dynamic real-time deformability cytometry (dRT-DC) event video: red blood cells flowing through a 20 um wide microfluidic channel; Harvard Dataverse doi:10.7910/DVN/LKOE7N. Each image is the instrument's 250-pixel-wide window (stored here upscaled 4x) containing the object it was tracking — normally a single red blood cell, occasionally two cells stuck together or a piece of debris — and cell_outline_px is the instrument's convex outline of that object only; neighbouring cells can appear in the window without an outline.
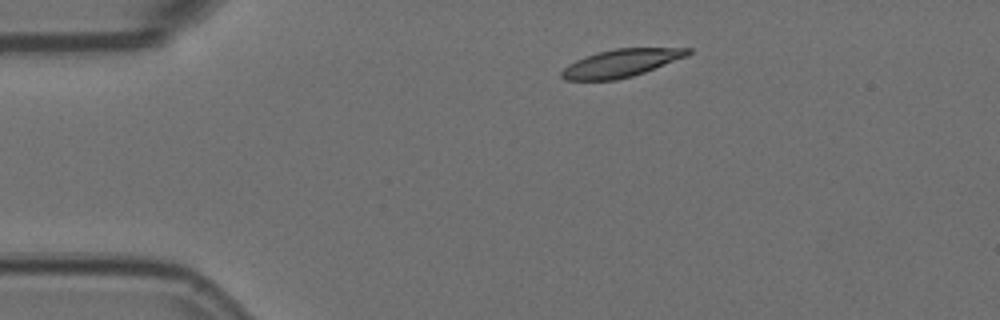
{"species": "Egyptian fruit bat (a non-hibernating species)", "species_latin": "Rousettus aegyptiacus", "temperature_condition": "room temperature", "stored_images_in_passage": 6, "camera_frame_rate_fps": 3000, "um_per_image_px": 0.085, "animal": {"sex": "female"}, "frame": {"image": 1, "passage_image": 1, "time_ms": 0.0, "image_size_px": [1000, 320], "cell_outline_px": [[692, 52], [688, 56], [644, 72], [632, 76], [616, 80], [564, 80], [560, 76], [560, 72], [568, 64], [576, 60], [600, 52], [616, 48], [692, 48]], "centroid_in_image_um": [52.8, 5.37], "position_along_channel_um": 32.2, "area_um2": 20.29}}
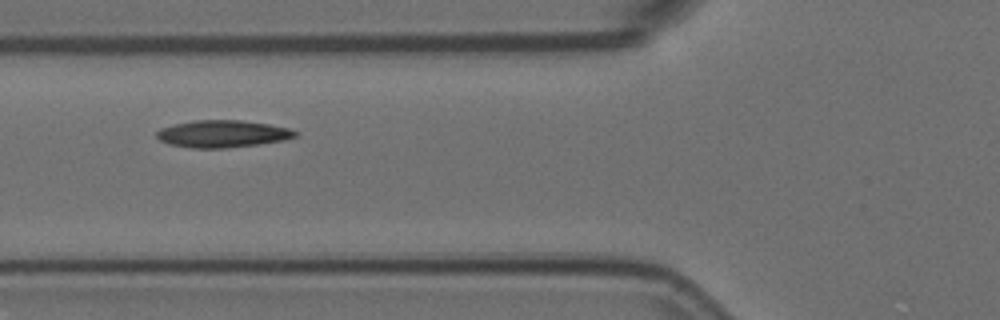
{"frame": {"image": 2, "passage_image": 4, "time_ms": 1.0, "image_size_px": [1000, 320], "cell_outline_px": [[300, 132], [296, 136], [284, 140], [260, 144], [224, 148], [192, 148], [168, 144], [160, 140], [156, 136], [156, 132], [160, 128], [176, 124], [196, 120], [240, 120], [268, 124], [288, 128]], "centroid_in_image_um": [18.92, 11.38], "position_along_channel_um": 106.9, "area_um2": 21.91}}
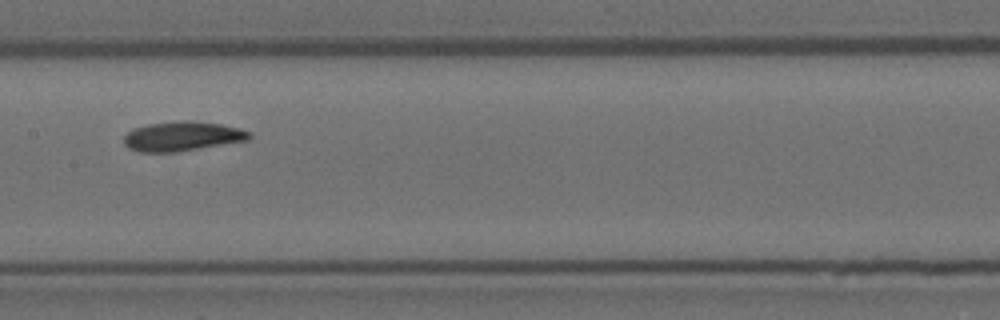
{"frame": {"image": 3, "passage_image": 6, "time_ms": 1.667, "image_size_px": [1000, 320], "cell_outline_px": [[252, 136], [248, 140], [176, 152], [140, 152], [128, 148], [124, 144], [124, 136], [132, 128], [148, 124], [176, 120], [188, 120], [220, 124], [240, 128], [252, 132]], "centroid_in_image_um": [15.48, 11.57], "position_along_channel_um": 191.9, "area_um2": 21.73}}